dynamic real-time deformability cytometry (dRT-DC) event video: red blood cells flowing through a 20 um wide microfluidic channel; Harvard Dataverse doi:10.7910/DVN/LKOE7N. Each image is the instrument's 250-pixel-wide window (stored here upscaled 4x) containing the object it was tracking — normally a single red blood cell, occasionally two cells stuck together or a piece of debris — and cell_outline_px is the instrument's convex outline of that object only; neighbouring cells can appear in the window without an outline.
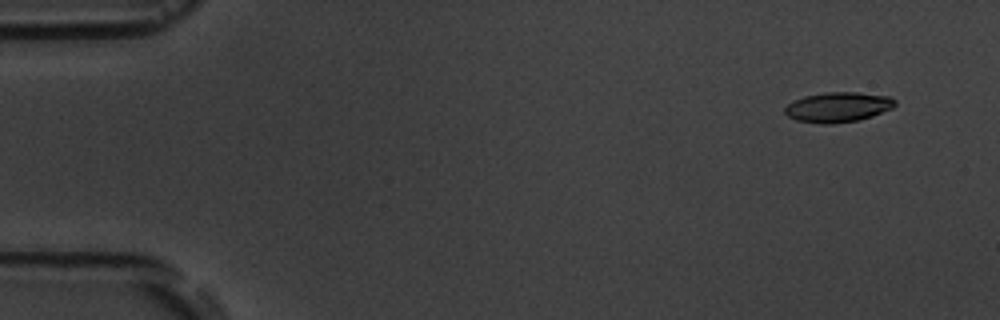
{"species": "common noctule bat (a hibernating species)", "species_latin": "Nyctalus noctula", "temperature_condition": "room temperature", "stored_images_in_passage": 6, "segment_of_instrument_passage": [1, 2], "camera_frame_rate_fps": 3000, "um_per_image_px": 0.085, "animal": {"sex": "male", "body_mass_g": 19.5, "forearm_length_mm": 54.6}, "frame": {"image": 1, "passage_image": 1, "time_ms": 0.0, "image_size_px": [1000, 320], "cell_outline_px": [[896, 104], [892, 108], [872, 116], [856, 120], [832, 124], [820, 124], [796, 120], [788, 116], [784, 112], [784, 108], [792, 100], [804, 96], [824, 92], [856, 92], [888, 96], [896, 100]], "centroid_in_image_um": [71.2, 9.1], "position_along_channel_um": 13.8, "area_um2": 19.31}}